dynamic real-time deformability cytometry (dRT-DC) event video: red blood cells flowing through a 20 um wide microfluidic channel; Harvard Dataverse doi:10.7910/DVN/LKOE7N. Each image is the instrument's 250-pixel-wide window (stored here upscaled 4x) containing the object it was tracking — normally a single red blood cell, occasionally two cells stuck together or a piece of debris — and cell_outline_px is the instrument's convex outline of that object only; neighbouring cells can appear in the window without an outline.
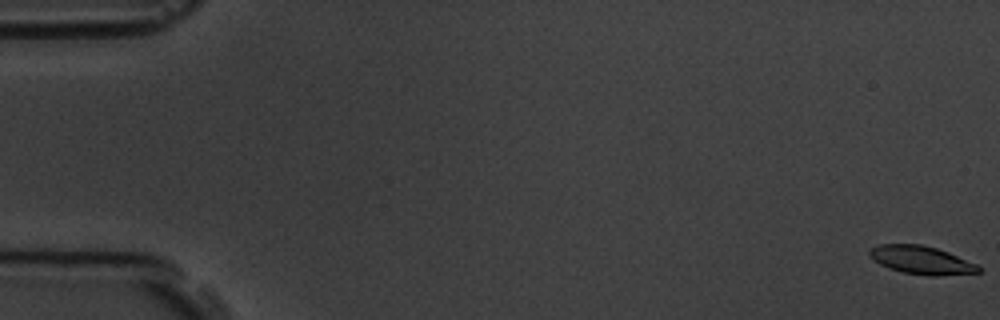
{"species": "common noctule bat (a hibernating species)", "species_latin": "Nyctalus noctula", "temperature_condition": "room temperature", "stored_images_in_passage": 59, "segment_of_instrument_passage": [1, 2], "camera_frame_rate_fps": 3000, "um_per_image_px": 0.085, "animal": {"sex": "male", "body_mass_g": 19.5, "forearm_length_mm": 54.6}, "frame": {"image": 1, "passage_image": 1, "time_ms": 0.0, "image_size_px": [1000, 320], "cell_outline_px": [[980, 272], [936, 276], [928, 276], [904, 272], [888, 268], [880, 264], [868, 256], [868, 252], [872, 248], [880, 244], [920, 244], [936, 248], [948, 252], [976, 264], [980, 268]], "centroid_in_image_um": [78.29, 22.1], "position_along_channel_um": 6.7, "area_um2": 17.74}}
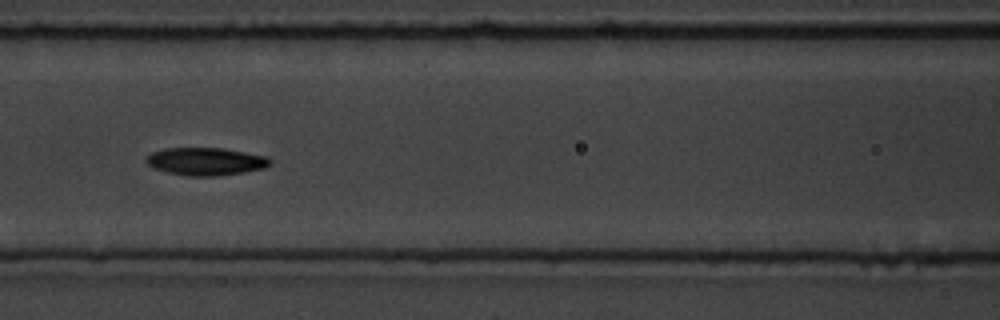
{"frame": {"image": 2, "passage_image": 26, "time_ms": 8.333, "image_size_px": [1000, 320], "cell_outline_px": [[272, 164], [264, 168], [244, 172], [216, 176], [188, 176], [168, 172], [152, 168], [144, 160], [152, 152], [168, 148], [224, 148], [268, 156], [272, 160]], "centroid_in_image_um": [17.52, 13.72], "position_along_channel_um": 149.1, "area_um2": 20.11}}
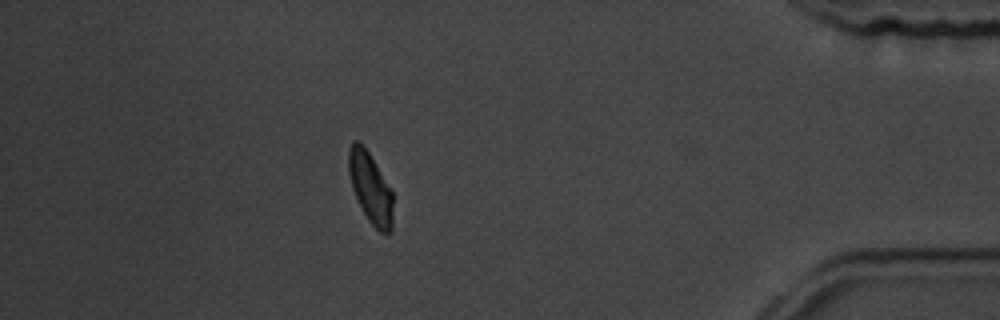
{"frame": {"image": 3, "passage_image": 51, "time_ms": 16.667, "image_size_px": [1000, 320], "cell_outline_px": [[392, 232], [380, 232], [368, 220], [352, 188], [348, 172], [348, 148], [352, 140], [356, 140], [368, 152], [392, 188]], "centroid_in_image_um": [31.49, 15.94], "position_along_channel_um": 403.7, "area_um2": 18.15}}